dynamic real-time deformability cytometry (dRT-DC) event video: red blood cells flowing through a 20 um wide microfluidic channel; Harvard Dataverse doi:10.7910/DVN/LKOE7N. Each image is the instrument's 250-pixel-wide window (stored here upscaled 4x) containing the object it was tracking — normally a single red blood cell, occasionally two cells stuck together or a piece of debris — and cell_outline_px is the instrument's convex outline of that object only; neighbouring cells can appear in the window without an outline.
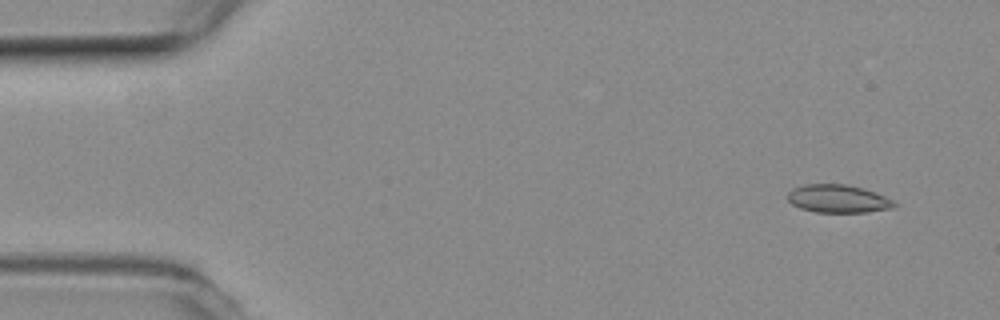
{"species": "common noctule bat (a hibernating species)", "species_latin": "Nyctalus noctula", "temperature_condition": "room temperature", "stored_images_in_passage": 9, "camera_frame_rate_fps": 3000, "um_per_image_px": 0.085, "animal": {"sex": "female", "body_mass_g": 19.3, "forearm_length_mm": 54.1}, "frame": {"image": 1, "passage_image": 1, "time_ms": 0.0, "image_size_px": [1000, 320], "cell_outline_px": [[900, 204], [896, 208], [868, 212], [816, 212], [800, 208], [792, 204], [788, 200], [788, 192], [792, 188], [804, 184], [844, 184], [876, 192]], "centroid_in_image_um": [71.26, 16.9], "position_along_channel_um": 13.7, "area_um2": 17.51}}
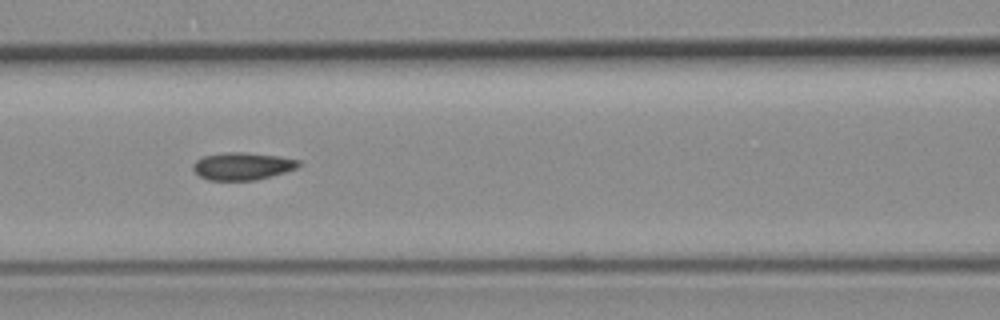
{"frame": {"image": 2, "passage_image": 6, "time_ms": 1.667, "image_size_px": [1000, 320], "cell_outline_px": [[300, 164], [296, 168], [284, 172], [256, 180], [208, 180], [200, 176], [192, 168], [192, 164], [196, 160], [204, 156], [224, 152], [244, 152], [280, 156], [300, 160]], "centroid_in_image_um": [20.59, 14.11], "position_along_channel_um": 146.0, "area_um2": 16.88}}
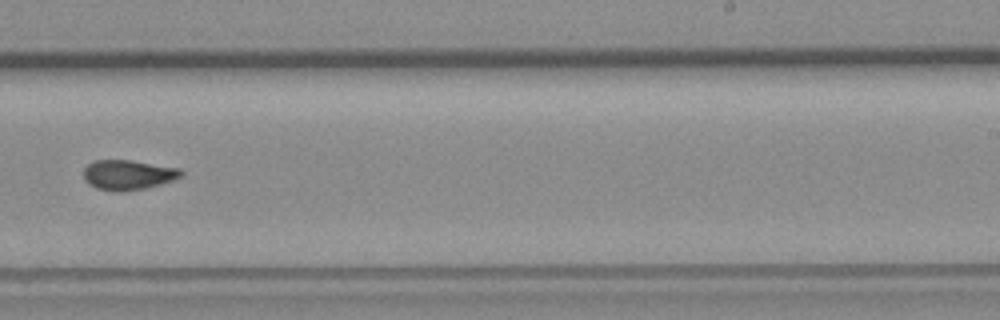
{"frame": {"image": 3, "passage_image": 9, "time_ms": 2.667, "image_size_px": [1000, 320], "cell_outline_px": [[184, 172], [180, 176], [172, 180], [160, 184], [144, 188], [124, 192], [116, 192], [96, 188], [88, 184], [84, 180], [84, 168], [88, 164], [96, 160], [132, 160], [180, 168]], "centroid_in_image_um": [10.86, 14.86], "position_along_channel_um": 278.1, "area_um2": 17.05}}